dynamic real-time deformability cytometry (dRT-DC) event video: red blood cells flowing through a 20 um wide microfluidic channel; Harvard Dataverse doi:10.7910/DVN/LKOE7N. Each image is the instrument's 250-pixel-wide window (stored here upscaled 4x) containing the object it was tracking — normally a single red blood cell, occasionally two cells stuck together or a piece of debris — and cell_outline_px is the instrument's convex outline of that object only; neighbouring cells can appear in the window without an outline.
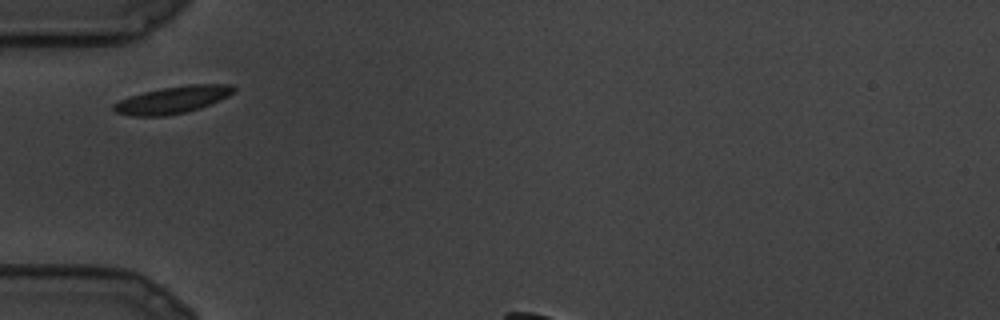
{"species": "common noctule bat (a hibernating species)", "species_latin": "Nyctalus noctula", "temperature_condition": "cold", "stored_images_in_passage": 13, "camera_frame_rate_fps": 3000, "um_per_image_px": 0.085, "animal": {"sex": "male", "body_mass_g": 19.5, "forearm_length_mm": 54.6}, "frame": {"image": 1, "passage_image": 1, "time_ms": 0.0, "image_size_px": [1000, 320], "cell_outline_px": [[236, 92], [220, 100], [200, 108], [188, 112], [164, 116], [132, 116], [116, 112], [112, 108], [112, 104], [120, 100], [144, 92], [164, 88], [188, 84], [232, 84], [236, 88]], "centroid_in_image_um": [14.73, 8.49], "position_along_channel_um": 70.3, "area_um2": 18.96}}
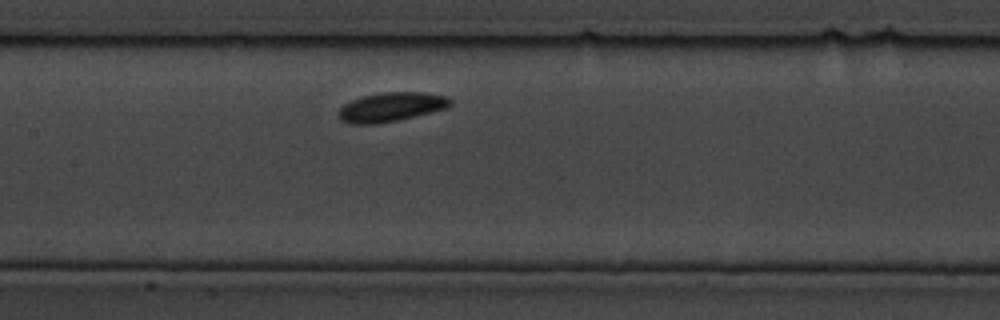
{"frame": {"image": 2, "passage_image": 6, "time_ms": 1.667, "image_size_px": [1000, 320], "cell_outline_px": [[452, 104], [448, 108], [396, 120], [376, 124], [352, 124], [340, 120], [340, 108], [344, 104], [352, 100], [364, 96], [384, 92], [424, 92], [444, 96], [452, 100]], "centroid_in_image_um": [33.26, 9.09], "position_along_channel_um": 174.1, "area_um2": 18.73}}
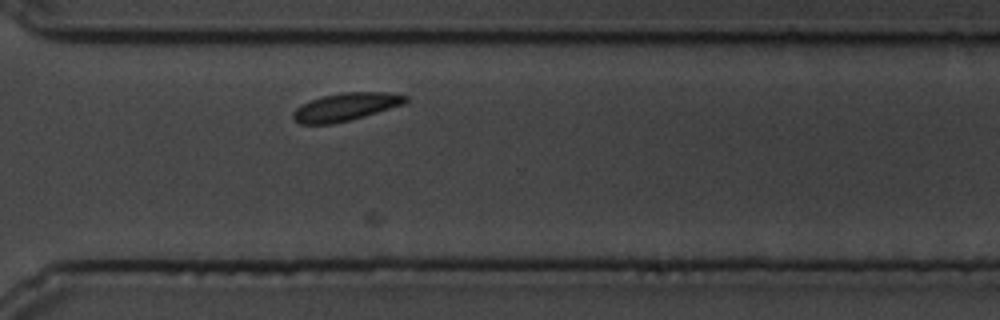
{"frame": {"image": 3, "passage_image": 13, "time_ms": 4.0, "image_size_px": [1000, 320], "cell_outline_px": [[408, 100], [404, 104], [364, 116], [332, 124], [300, 124], [292, 116], [292, 112], [296, 108], [312, 100], [324, 96], [344, 92], [388, 92], [408, 96]], "centroid_in_image_um": [29.4, 9.08], "position_along_channel_um": 341.2, "area_um2": 17.98}}